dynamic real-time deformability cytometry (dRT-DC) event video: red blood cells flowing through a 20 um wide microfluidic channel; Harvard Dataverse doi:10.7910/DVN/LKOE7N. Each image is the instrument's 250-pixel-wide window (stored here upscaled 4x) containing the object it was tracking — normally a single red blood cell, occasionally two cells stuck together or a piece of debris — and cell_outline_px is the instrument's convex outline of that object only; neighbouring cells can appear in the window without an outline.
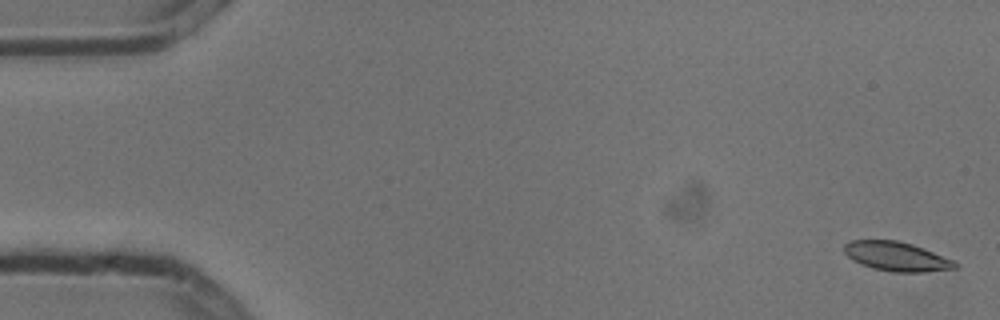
{"species": "common noctule bat (a hibernating species)", "species_latin": "Nyctalus noctula", "temperature_condition": "cold", "stored_images_in_passage": 5, "camera_frame_rate_fps": 3000, "um_per_image_px": 0.085, "animal": {"sex": "male", "body_mass_g": 13.3}, "frame": {"image": 1, "passage_image": 1, "time_ms": 0.0, "image_size_px": [1000, 320], "cell_outline_px": [[960, 268], [924, 272], [892, 272], [872, 268], [860, 264], [852, 260], [844, 252], [844, 244], [852, 240], [896, 240], [912, 244], [924, 248], [956, 260], [960, 264]], "centroid_in_image_um": [76.27, 21.81], "position_along_channel_um": 8.7, "area_um2": 19.25}}
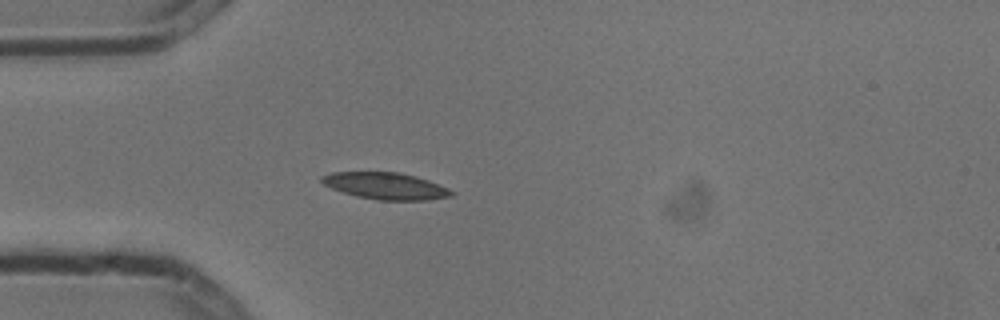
{"frame": {"image": 2, "passage_image": 5, "time_ms": 1.333, "image_size_px": [1000, 320], "cell_outline_px": [[456, 192], [452, 196], [428, 200], [376, 200], [356, 196], [332, 188], [324, 184], [320, 180], [320, 176], [332, 172], [400, 172], [416, 176], [428, 180], [448, 188]], "centroid_in_image_um": [32.79, 15.8], "position_along_channel_um": 52.2, "area_um2": 20.29}}